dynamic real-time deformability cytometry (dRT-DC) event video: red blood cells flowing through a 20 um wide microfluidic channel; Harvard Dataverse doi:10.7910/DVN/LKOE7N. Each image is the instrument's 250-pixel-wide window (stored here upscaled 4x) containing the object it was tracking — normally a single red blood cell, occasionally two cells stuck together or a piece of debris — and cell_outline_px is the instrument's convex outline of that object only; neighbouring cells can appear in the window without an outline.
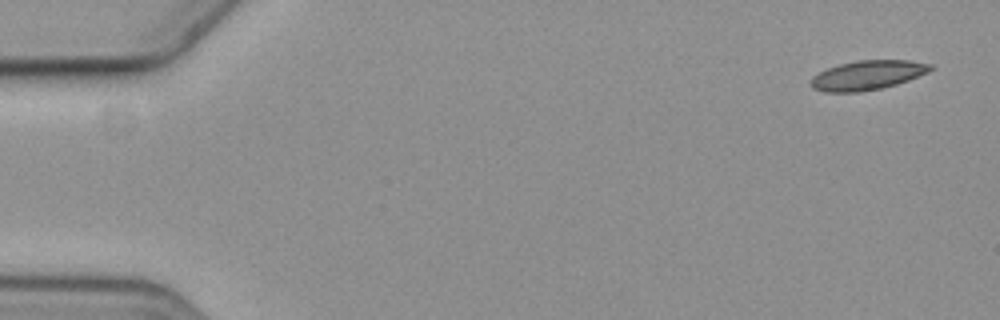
{"species": "common noctule bat (a hibernating species)", "species_latin": "Nyctalus noctula", "temperature_condition": "cold", "stored_images_in_passage": 5, "camera_frame_rate_fps": 3000, "um_per_image_px": 0.085, "animal": {"sex": "female", "body_mass_g": 19.3, "forearm_length_mm": 54.1}, "frame": {"image": 1, "passage_image": 1, "time_ms": 0.0, "image_size_px": [1000, 320], "cell_outline_px": [[932, 68], [928, 72], [908, 80], [896, 84], [880, 88], [860, 92], [824, 92], [812, 88], [808, 84], [808, 80], [812, 76], [828, 68], [840, 64], [856, 60], [908, 60], [932, 64]], "centroid_in_image_um": [73.68, 6.39], "position_along_channel_um": 11.3, "area_um2": 20.52}}
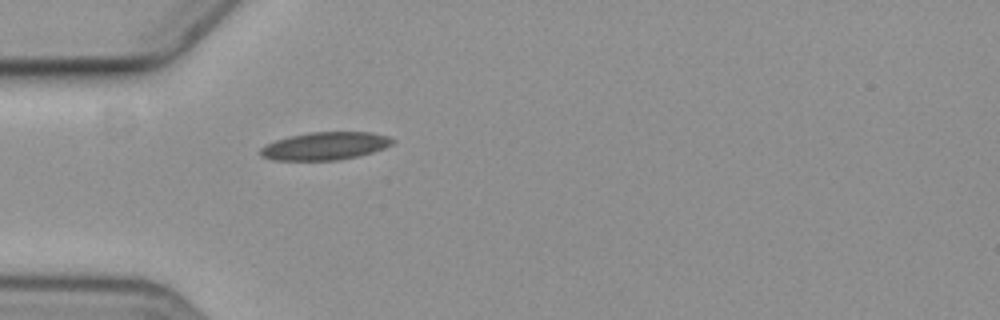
{"frame": {"image": 2, "passage_image": 5, "time_ms": 5.0, "image_size_px": [1000, 320], "cell_outline_px": [[396, 140], [392, 144], [384, 148], [360, 156], [336, 160], [272, 160], [260, 156], [256, 152], [264, 144], [288, 136], [308, 132], [372, 132], [388, 136]], "centroid_in_image_um": [27.58, 12.41], "position_along_channel_um": 57.4, "area_um2": 21.73}}